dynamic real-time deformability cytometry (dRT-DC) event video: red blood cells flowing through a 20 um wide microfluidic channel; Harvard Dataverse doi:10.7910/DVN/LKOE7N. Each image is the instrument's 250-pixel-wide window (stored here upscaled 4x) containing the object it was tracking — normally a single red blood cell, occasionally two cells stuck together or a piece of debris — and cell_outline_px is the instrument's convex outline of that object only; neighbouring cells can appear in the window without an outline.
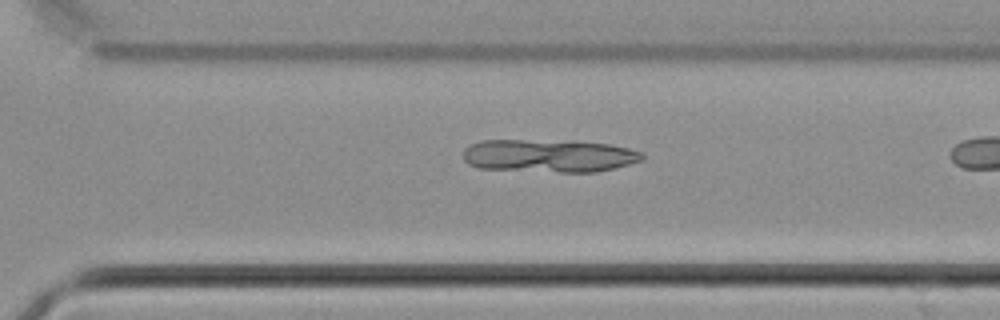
{"species": "common noctule bat (a hibernating species)", "species_latin": "Nyctalus noctula", "temperature_condition": "cold", "stored_images_in_passage": 18, "camera_frame_rate_fps": 3000, "um_per_image_px": 0.085, "animal": {"sex": "male", "body_mass_g": 21.5, "forearm_length_mm": 52.0}, "frame": {"image": 1, "passage_image": 16, "time_ms": 5.0, "image_size_px": [1000, 320], "cell_outline_px": [[644, 156], [640, 160], [628, 164], [596, 172], [560, 172], [476, 168], [468, 164], [464, 160], [464, 148], [480, 140], [572, 140], [608, 144], [628, 148], [644, 152]], "centroid_in_image_um": [46.64, 13.23], "position_along_channel_um": 324.0, "area_um2": 34.56}}